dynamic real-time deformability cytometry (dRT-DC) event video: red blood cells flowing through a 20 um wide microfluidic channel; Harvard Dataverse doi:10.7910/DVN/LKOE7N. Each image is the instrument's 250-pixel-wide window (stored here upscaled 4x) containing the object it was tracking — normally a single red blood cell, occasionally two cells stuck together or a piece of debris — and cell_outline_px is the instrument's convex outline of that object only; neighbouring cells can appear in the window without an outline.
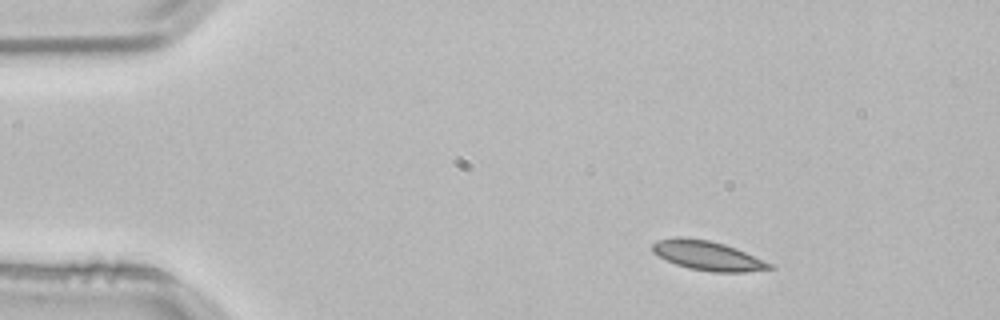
{"species": "common noctule bat (a hibernating species)", "species_latin": "Nyctalus noctula", "temperature_condition": "room temperature", "stored_images_in_passage": 3, "camera_frame_rate_fps": 3000, "um_per_image_px": 0.085, "animal": {"sex": "male", "body_mass_g": 21.5, "forearm_length_mm": 52.0}, "frame": {"image": 1, "passage_image": 1, "time_ms": 0.0, "image_size_px": [1000, 320], "cell_outline_px": [[776, 268], [744, 272], [712, 272], [688, 268], [676, 264], [652, 252], [652, 244], [656, 240], [676, 236], [680, 236], [708, 240], [724, 244], [736, 248], [776, 264]], "centroid_in_image_um": [60.2, 21.72], "position_along_channel_um": 24.8, "area_um2": 20.29}}
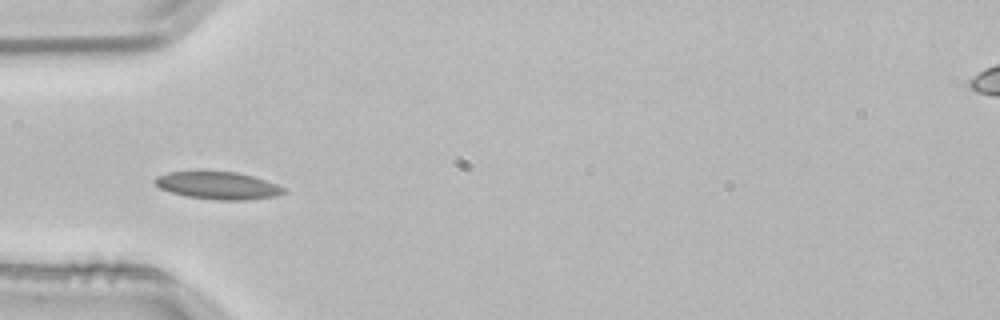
{"frame": {"image": 2, "passage_image": 3, "time_ms": 0.667, "image_size_px": [1000, 320], "cell_outline_px": [[288, 192], [276, 196], [248, 200], [216, 200], [184, 196], [160, 188], [152, 180], [156, 176], [168, 172], [196, 168], [200, 168], [236, 172], [252, 176], [276, 184], [284, 188]], "centroid_in_image_um": [18.45, 15.72], "position_along_channel_um": 66.5, "area_um2": 21.56}}